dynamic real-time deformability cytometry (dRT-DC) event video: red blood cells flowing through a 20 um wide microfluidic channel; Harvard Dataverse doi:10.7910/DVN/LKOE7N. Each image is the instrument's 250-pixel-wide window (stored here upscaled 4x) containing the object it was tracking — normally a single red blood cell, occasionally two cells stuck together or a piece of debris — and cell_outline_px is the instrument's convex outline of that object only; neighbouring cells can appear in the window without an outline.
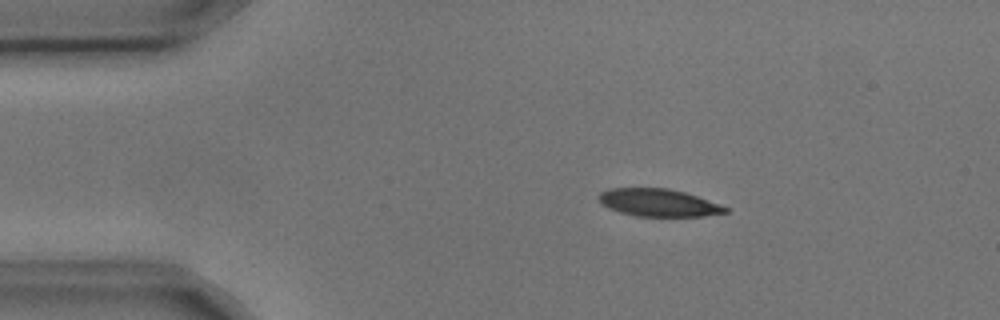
{"species": "common noctule bat (a hibernating species)", "species_latin": "Nyctalus noctula", "temperature_condition": "cold", "stored_images_in_passage": 4, "camera_frame_rate_fps": 3000, "um_per_image_px": 0.085, "animal": {"sex": "male", "body_mass_g": 17.9, "forearm_length_mm": 54.2}, "frame": {"image": 1, "passage_image": 2, "time_ms": 0.333, "image_size_px": [1000, 320], "cell_outline_px": [[728, 212], [704, 216], [636, 216], [620, 212], [608, 208], [600, 200], [600, 192], [608, 188], [668, 188], [684, 192], [696, 196], [728, 208]], "centroid_in_image_um": [55.95, 17.23], "position_along_channel_um": 29.0, "area_um2": 20.0}}
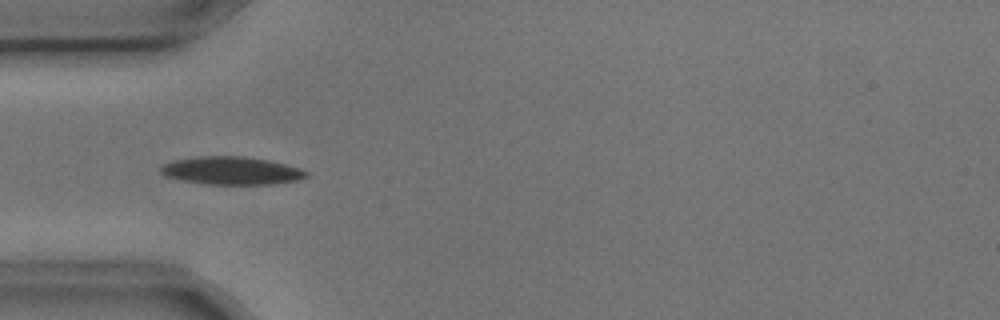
{"frame": {"image": 2, "passage_image": 4, "time_ms": 1.0, "image_size_px": [1000, 320], "cell_outline_px": [[308, 176], [300, 180], [272, 184], [204, 184], [164, 176], [160, 172], [160, 168], [164, 164], [172, 160], [200, 156], [244, 156], [268, 160], [300, 168], [308, 172]], "centroid_in_image_um": [19.68, 14.5], "position_along_channel_um": 65.3, "area_um2": 23.7}}